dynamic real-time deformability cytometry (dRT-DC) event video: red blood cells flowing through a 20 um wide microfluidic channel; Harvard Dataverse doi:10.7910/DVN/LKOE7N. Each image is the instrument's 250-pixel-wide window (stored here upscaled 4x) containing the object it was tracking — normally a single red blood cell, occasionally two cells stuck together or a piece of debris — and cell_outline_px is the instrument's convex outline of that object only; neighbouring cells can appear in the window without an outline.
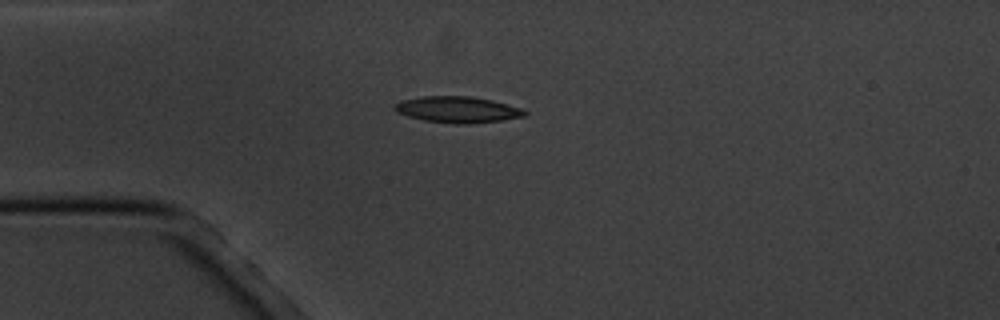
{"species": "common noctule bat (a hibernating species)", "species_latin": "Nyctalus noctula", "temperature_condition": "cold", "stored_images_in_passage": 6, "camera_frame_rate_fps": 3000, "um_per_image_px": 0.085, "animal": {"sex": "male", "body_mass_g": 20.1, "forearm_length_mm": 53.5}, "frame": {"image": 1, "passage_image": 1, "time_ms": 0.0, "image_size_px": [1000, 320], "cell_outline_px": [[528, 112], [524, 116], [500, 120], [468, 124], [456, 124], [424, 120], [408, 116], [396, 112], [392, 108], [400, 100], [424, 96], [472, 96], [492, 100], [520, 108]], "centroid_in_image_um": [38.85, 9.31], "position_along_channel_um": 46.1, "area_um2": 19.77}}
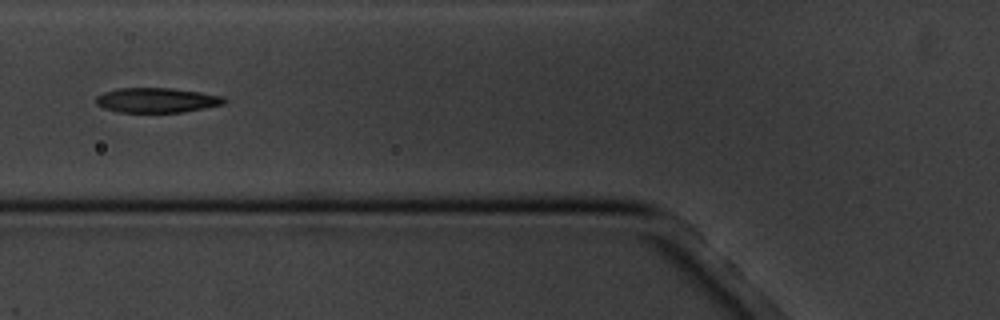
{"frame": {"image": 2, "passage_image": 3, "time_ms": 2.333, "image_size_px": [1000, 320], "cell_outline_px": [[224, 104], [204, 108], [180, 112], [120, 112], [104, 108], [96, 104], [96, 96], [104, 92], [120, 88], [172, 88], [200, 92], [224, 96]], "centroid_in_image_um": [13.31, 8.51], "position_along_channel_um": 112.5, "area_um2": 18.38}}
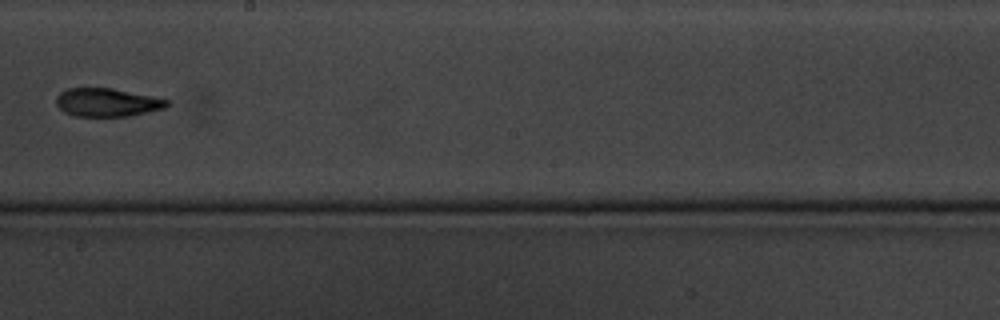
{"frame": {"image": 3, "passage_image": 6, "time_ms": 6.0, "image_size_px": [1000, 320], "cell_outline_px": [[172, 104], [164, 108], [148, 112], [128, 116], [72, 116], [64, 112], [56, 104], [56, 96], [60, 92], [68, 88], [112, 88], [152, 96], [168, 100]], "centroid_in_image_um": [9.1, 8.7], "position_along_channel_um": 239.1, "area_um2": 18.32}}